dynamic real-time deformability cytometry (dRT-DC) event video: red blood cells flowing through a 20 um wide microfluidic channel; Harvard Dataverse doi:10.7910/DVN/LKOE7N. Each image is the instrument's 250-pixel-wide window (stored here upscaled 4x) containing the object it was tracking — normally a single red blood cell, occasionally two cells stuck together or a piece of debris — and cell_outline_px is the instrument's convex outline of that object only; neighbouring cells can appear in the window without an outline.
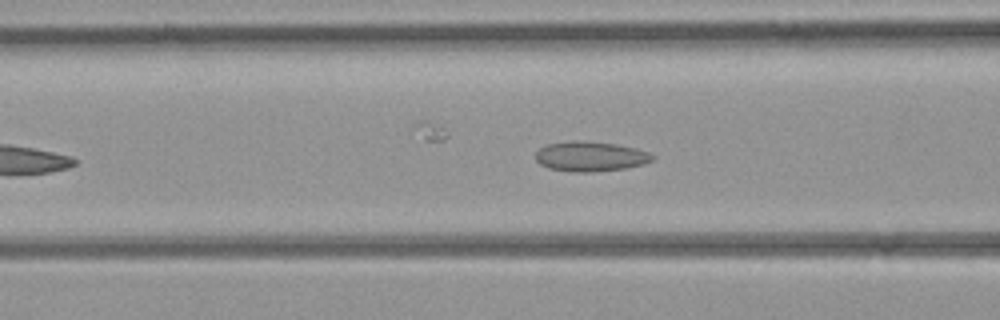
{"species": "common noctule bat (a hibernating species)", "species_latin": "Nyctalus noctula", "temperature_condition": "room temperature", "stored_images_in_passage": 27, "camera_frame_rate_fps": 3000, "um_per_image_px": 0.085, "animal": {"sex": "female", "body_mass_g": 21.9}, "frame": {"image": 1, "passage_image": 10, "time_ms": 3.0, "image_size_px": [1000, 320], "cell_outline_px": [[656, 156], [652, 160], [644, 164], [628, 168], [592, 172], [572, 172], [548, 168], [540, 164], [536, 160], [536, 152], [540, 148], [548, 144], [572, 140], [584, 140], [616, 144], [636, 148], [648, 152]], "centroid_in_image_um": [50.2, 13.29], "position_along_channel_um": 116.4, "area_um2": 20.58}}
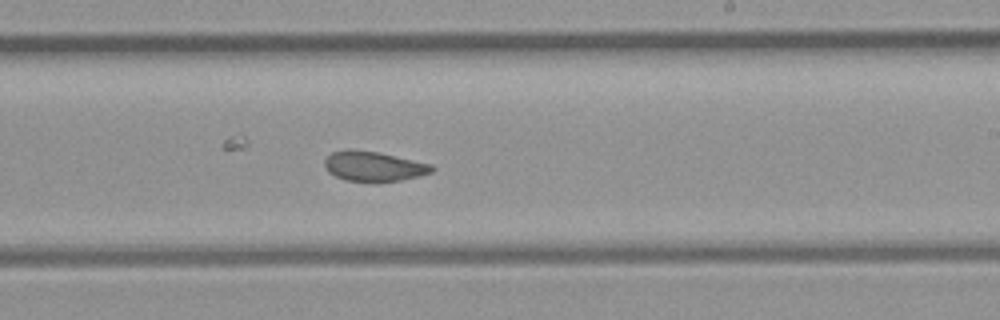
{"frame": {"image": 2, "passage_image": 19, "time_ms": 6.0, "image_size_px": [1000, 320], "cell_outline_px": [[436, 168], [432, 172], [420, 176], [400, 180], [344, 180], [328, 172], [324, 164], [324, 160], [332, 152], [348, 148], [376, 152], [432, 164]], "centroid_in_image_um": [31.76, 14.11], "position_along_channel_um": 257.2, "area_um2": 18.32}}
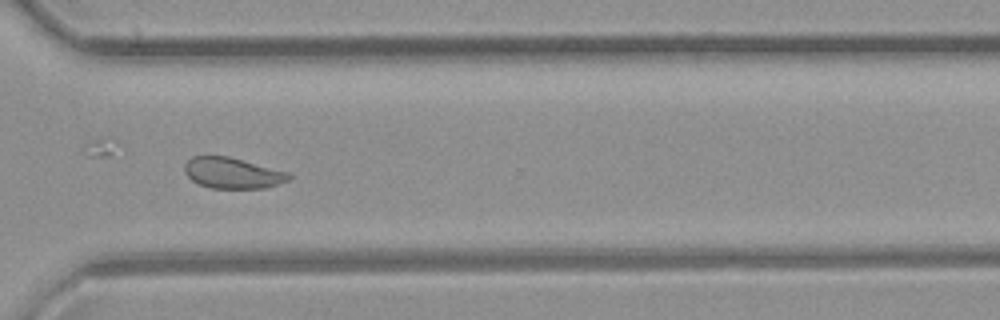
{"frame": {"image": 3, "passage_image": 25, "time_ms": 8.0, "image_size_px": [1000, 320], "cell_outline_px": [[292, 176], [288, 180], [264, 188], [212, 188], [200, 184], [192, 180], [184, 172], [184, 164], [192, 156], [228, 156], [288, 172]], "centroid_in_image_um": [19.74, 14.7], "position_along_channel_um": 350.9, "area_um2": 18.55}}